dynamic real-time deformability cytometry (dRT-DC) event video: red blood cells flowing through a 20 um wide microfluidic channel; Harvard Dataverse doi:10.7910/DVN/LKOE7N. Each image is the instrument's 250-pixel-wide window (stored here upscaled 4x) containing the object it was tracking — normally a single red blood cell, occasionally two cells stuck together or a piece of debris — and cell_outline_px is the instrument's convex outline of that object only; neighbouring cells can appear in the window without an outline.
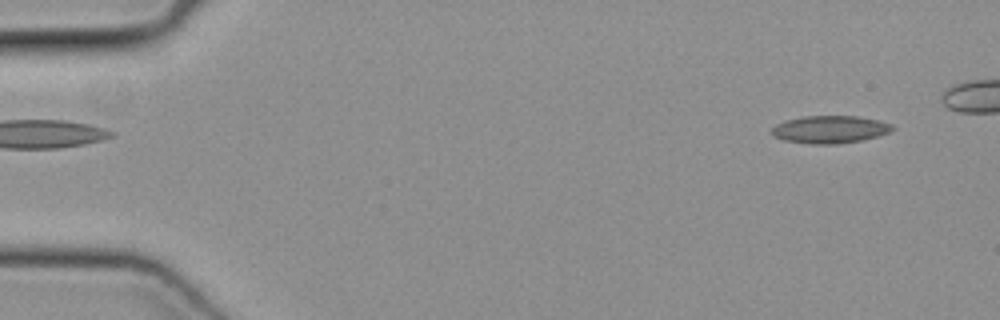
{"species": "common noctule bat (a hibernating species)", "species_latin": "Nyctalus noctula", "temperature_condition": "cold", "stored_images_in_passage": 11, "camera_frame_rate_fps": 3000, "um_per_image_px": 0.085, "animal": {"sex": "female", "body_mass_g": 19.3, "forearm_length_mm": 54.1}, "frame": {"image": 1, "passage_image": 4, "time_ms": 1.0, "image_size_px": [1000, 320], "cell_outline_px": [[896, 128], [888, 132], [876, 136], [860, 140], [836, 144], [812, 144], [784, 140], [772, 136], [772, 128], [776, 124], [784, 120], [804, 116], [856, 116], [876, 120], [892, 124]], "centroid_in_image_um": [70.5, 11.0], "position_along_channel_um": 14.5, "area_um2": 19.25}}